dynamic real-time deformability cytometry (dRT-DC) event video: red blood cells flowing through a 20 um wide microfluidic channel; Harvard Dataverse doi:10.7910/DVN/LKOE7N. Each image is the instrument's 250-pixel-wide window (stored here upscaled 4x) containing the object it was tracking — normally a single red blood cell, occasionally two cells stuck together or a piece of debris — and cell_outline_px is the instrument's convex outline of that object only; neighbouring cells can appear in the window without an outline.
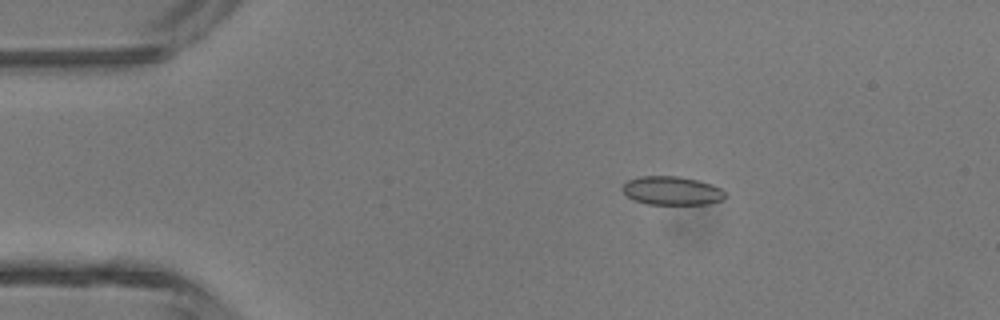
{"species": "common noctule bat (a hibernating species)", "species_latin": "Nyctalus noctula", "temperature_condition": "room temperature", "stored_images_in_passage": 5, "camera_frame_rate_fps": 3000, "um_per_image_px": 0.085, "animal": {"sex": "male", "body_mass_g": 13.3}, "frame": {"image": 1, "passage_image": 2, "time_ms": 0.333, "image_size_px": [1000, 320], "cell_outline_px": [[724, 200], [708, 204], [648, 204], [632, 200], [620, 188], [628, 180], [640, 176], [676, 176], [696, 180], [712, 184], [720, 188], [724, 192]], "centroid_in_image_um": [57.09, 16.21], "position_along_channel_um": 27.9, "area_um2": 17.11}}
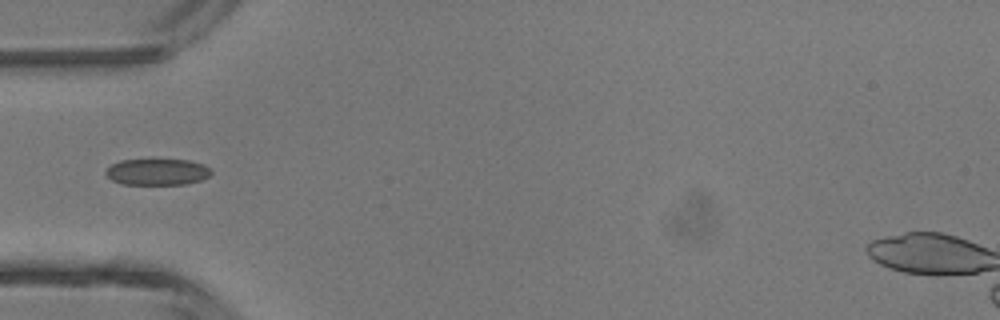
{"frame": {"image": 2, "passage_image": 4, "time_ms": 1.0, "image_size_px": [1000, 320], "cell_outline_px": [[212, 172], [208, 176], [200, 180], [184, 184], [124, 184], [112, 180], [104, 172], [112, 164], [120, 160], [152, 156], [188, 160], [204, 164], [212, 168]], "centroid_in_image_um": [13.37, 14.54], "position_along_channel_um": 71.6, "area_um2": 17.05}}
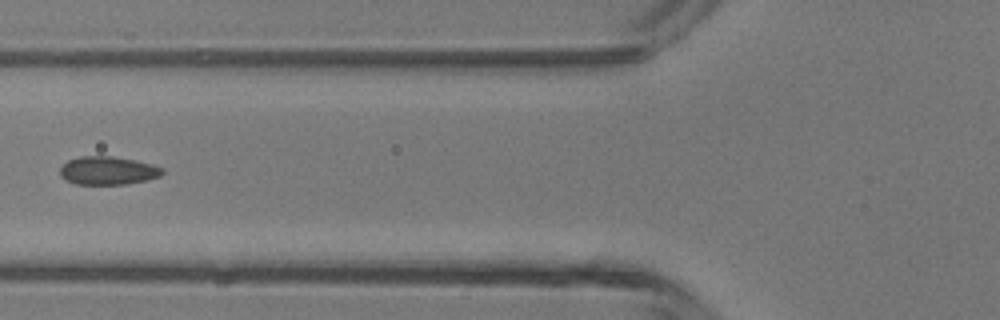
{"frame": {"image": 3, "passage_image": 5, "time_ms": 1.333, "image_size_px": [1000, 320], "cell_outline_px": [[164, 172], [160, 176], [148, 180], [128, 184], [76, 184], [64, 180], [60, 176], [60, 168], [68, 160], [80, 156], [112, 156], [152, 164], [164, 168]], "centroid_in_image_um": [9.17, 14.51], "position_along_channel_um": 116.6, "area_um2": 16.94}}